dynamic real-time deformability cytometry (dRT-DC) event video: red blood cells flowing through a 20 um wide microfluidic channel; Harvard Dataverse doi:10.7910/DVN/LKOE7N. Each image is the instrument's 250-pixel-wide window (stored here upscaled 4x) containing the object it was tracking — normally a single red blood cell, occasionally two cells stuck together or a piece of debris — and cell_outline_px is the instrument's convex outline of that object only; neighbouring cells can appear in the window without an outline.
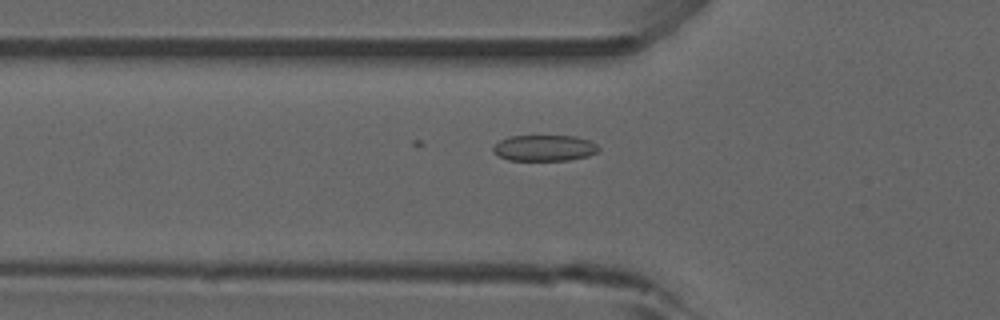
{"species": "common noctule bat (a hibernating species)", "species_latin": "Nyctalus noctula", "temperature_condition": "room temperature", "stored_images_in_passage": 35, "camera_frame_rate_fps": 3000, "um_per_image_px": 0.085, "animal": {"sex": "male", "forearm_length_mm": 52.5}, "frame": {"image": 1, "passage_image": 5, "time_ms": 1.333, "image_size_px": [1000, 320], "cell_outline_px": [[600, 148], [596, 152], [588, 156], [568, 160], [508, 160], [492, 152], [492, 148], [500, 140], [508, 136], [576, 136], [588, 140], [596, 144]], "centroid_in_image_um": [46.26, 12.58], "position_along_channel_um": 79.5, "area_um2": 15.95}}